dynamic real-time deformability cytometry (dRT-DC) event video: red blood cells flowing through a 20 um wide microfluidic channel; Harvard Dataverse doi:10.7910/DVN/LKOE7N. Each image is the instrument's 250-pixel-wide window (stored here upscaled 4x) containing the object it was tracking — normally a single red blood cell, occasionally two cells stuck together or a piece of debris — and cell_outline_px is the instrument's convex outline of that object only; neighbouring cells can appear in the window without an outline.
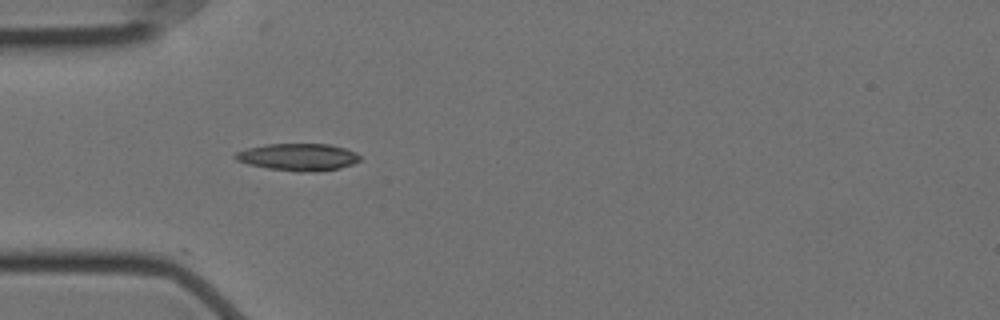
{"species": "Egyptian fruit bat (a non-hibernating species)", "species_latin": "Rousettus aegyptiacus", "temperature_condition": "cold", "stored_images_in_passage": 10, "camera_frame_rate_fps": 3000, "um_per_image_px": 0.085, "animal": {"sex": "female"}, "frame": {"image": 1, "passage_image": 1, "time_ms": 0.0, "image_size_px": [1000, 320], "cell_outline_px": [[360, 160], [352, 164], [340, 168], [316, 172], [296, 172], [268, 168], [248, 164], [236, 160], [232, 156], [236, 152], [248, 148], [268, 144], [328, 144], [344, 148], [356, 152], [360, 156]], "centroid_in_image_um": [25.34, 13.36], "position_along_channel_um": 59.7, "area_um2": 19.77}}
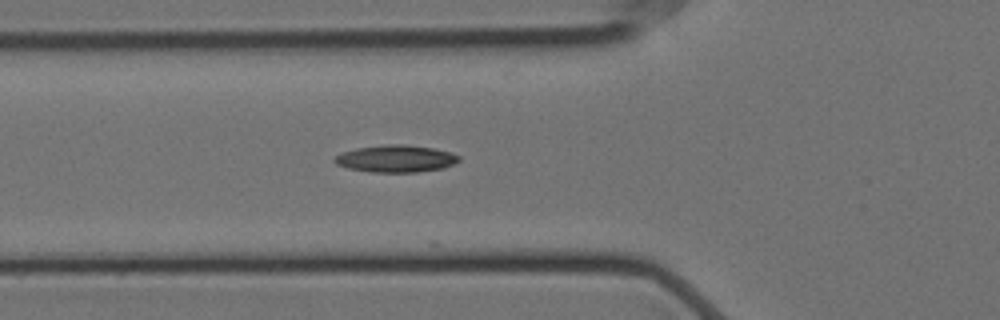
{"frame": {"image": 2, "passage_image": 4, "time_ms": 1.0, "image_size_px": [1000, 320], "cell_outline_px": [[460, 160], [444, 168], [416, 172], [372, 172], [348, 168], [336, 164], [332, 160], [340, 152], [356, 148], [384, 144], [404, 144], [432, 148], [452, 152], [460, 156]], "centroid_in_image_um": [33.63, 13.48], "position_along_channel_um": 92.2, "area_um2": 19.77}}
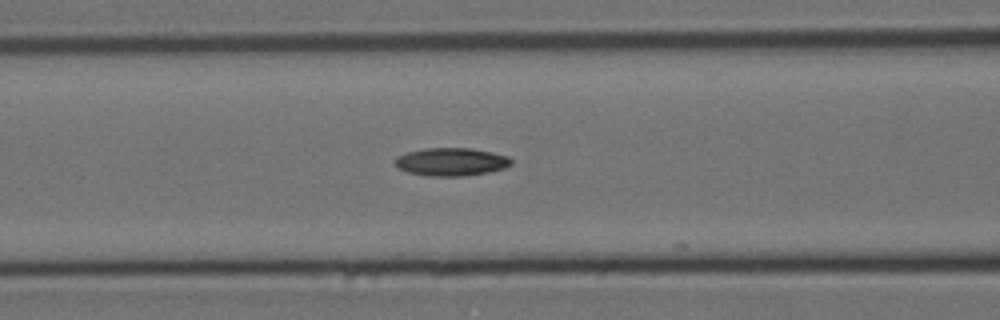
{"frame": {"image": 3, "passage_image": 7, "time_ms": 2.0, "image_size_px": [1000, 320], "cell_outline_px": [[512, 164], [504, 168], [488, 172], [464, 176], [428, 176], [408, 172], [396, 168], [396, 156], [408, 152], [424, 148], [468, 148], [492, 152], [508, 156], [512, 160]], "centroid_in_image_um": [38.35, 13.76], "position_along_channel_um": 128.3, "area_um2": 18.96}}